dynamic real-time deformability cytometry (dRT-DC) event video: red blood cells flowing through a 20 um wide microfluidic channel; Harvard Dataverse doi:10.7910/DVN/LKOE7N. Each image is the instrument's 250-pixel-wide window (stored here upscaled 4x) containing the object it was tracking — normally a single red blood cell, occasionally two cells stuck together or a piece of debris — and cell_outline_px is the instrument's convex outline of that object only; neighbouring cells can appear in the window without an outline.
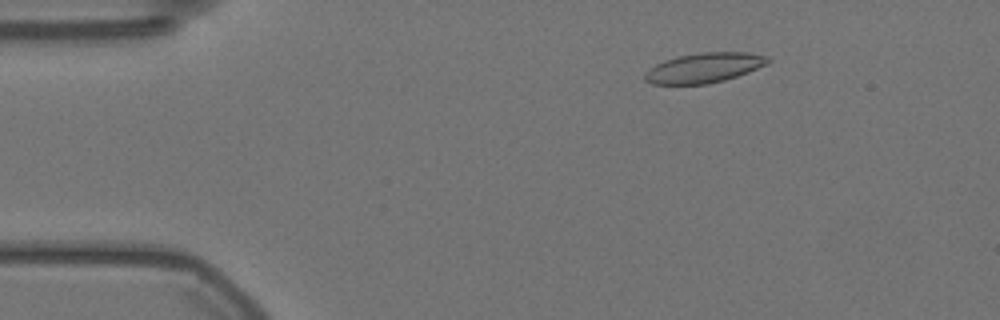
{"species": "Egyptian fruit bat (a non-hibernating species)", "species_latin": "Rousettus aegyptiacus", "temperature_condition": "warm", "stored_images_in_passage": 56, "camera_frame_rate_fps": 3000, "um_per_image_px": 0.085, "animal": {"sex": "female"}, "frame": {"image": 1, "passage_image": 8, "time_ms": 2.333, "image_size_px": [1000, 320], "cell_outline_px": [[772, 60], [768, 64], [748, 72], [724, 80], [708, 84], [652, 84], [644, 80], [644, 76], [656, 64], [664, 60], [680, 56], [704, 52], [748, 52], [768, 56]], "centroid_in_image_um": [59.91, 5.76], "position_along_channel_um": 25.1, "area_um2": 21.27}}
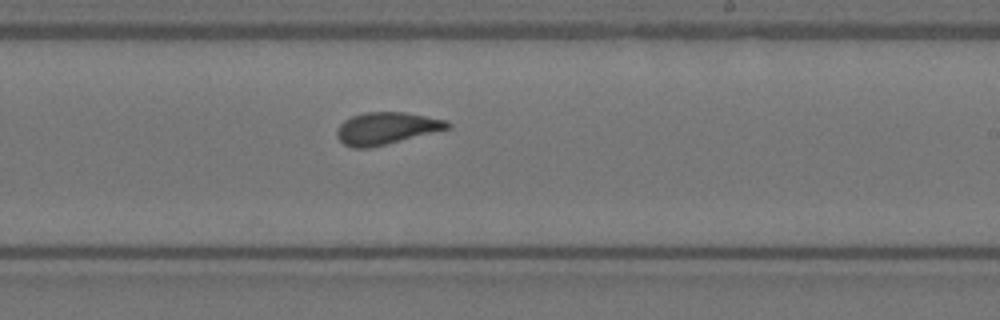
{"frame": {"image": 2, "passage_image": 33, "time_ms": 10.667, "image_size_px": [1000, 320], "cell_outline_px": [[452, 124], [448, 128], [368, 148], [352, 148], [344, 144], [336, 136], [336, 128], [344, 120], [352, 116], [364, 112], [404, 112], [448, 120]], "centroid_in_image_um": [32.79, 10.89], "position_along_channel_um": 256.2, "area_um2": 20.4}}
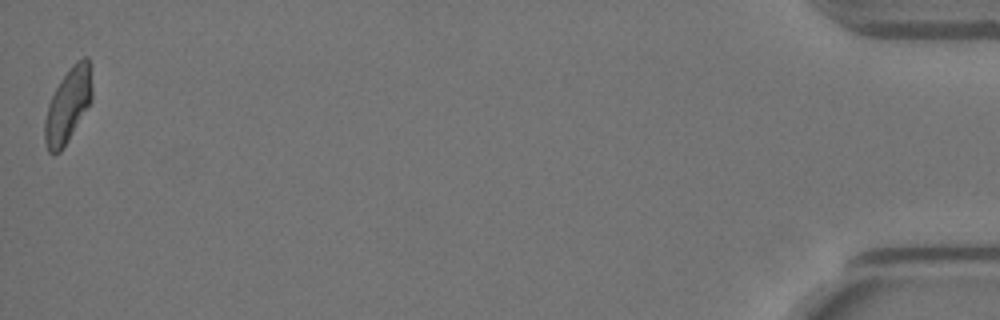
{"frame": {"image": 3, "passage_image": 56, "time_ms": 18.333, "image_size_px": [1000, 320], "cell_outline_px": [[92, 100], [68, 140], [60, 152], [52, 156], [48, 152], [44, 140], [44, 120], [48, 104], [60, 80], [72, 64], [76, 60], [84, 56], [88, 56], [92, 88]], "centroid_in_image_um": [5.76, 8.96], "position_along_channel_um": 429.4, "area_um2": 20.52}, "authors_computed_cell_mechanics": {"area_um2": 20.6057, "velocity_mm_per_s": 3.5288, "shape_relaxation_time_tau1_ms": 4.7223, "shape_relaxation_time_tau2_ms": 1.11, "deformation_change_tau1": 0.1425, "deformation_change_tau2": 0.078}}